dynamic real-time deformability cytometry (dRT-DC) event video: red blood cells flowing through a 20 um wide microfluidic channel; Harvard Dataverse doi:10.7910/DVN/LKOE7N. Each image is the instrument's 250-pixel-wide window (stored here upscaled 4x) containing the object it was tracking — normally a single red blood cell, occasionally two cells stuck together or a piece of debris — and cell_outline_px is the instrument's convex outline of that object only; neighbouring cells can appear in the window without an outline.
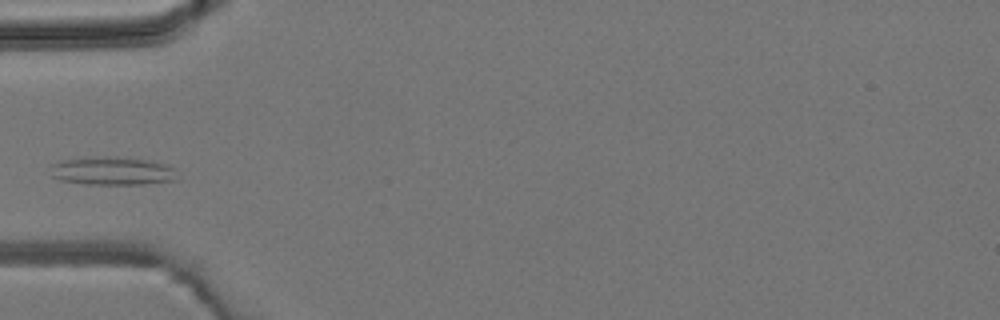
{"species": "common noctule bat (a hibernating species)", "species_latin": "Nyctalus noctula", "temperature_condition": "room temperature", "stored_images_in_passage": 4, "camera_frame_rate_fps": 3000, "um_per_image_px": 0.085, "animal": {"sex": "male", "body_mass_g": 19.2, "forearm_length_mm": 51.8}, "frame": {"image": 1, "passage_image": 3, "time_ms": 2.667, "image_size_px": [1000, 320], "cell_outline_px": [[176, 180], [140, 184], [88, 184], [60, 180], [52, 176], [52, 164], [64, 160], [108, 156], [152, 160], [164, 164], [172, 168]], "centroid_in_image_um": [9.54, 14.53], "position_along_channel_um": 75.5, "area_um2": 20.4}}